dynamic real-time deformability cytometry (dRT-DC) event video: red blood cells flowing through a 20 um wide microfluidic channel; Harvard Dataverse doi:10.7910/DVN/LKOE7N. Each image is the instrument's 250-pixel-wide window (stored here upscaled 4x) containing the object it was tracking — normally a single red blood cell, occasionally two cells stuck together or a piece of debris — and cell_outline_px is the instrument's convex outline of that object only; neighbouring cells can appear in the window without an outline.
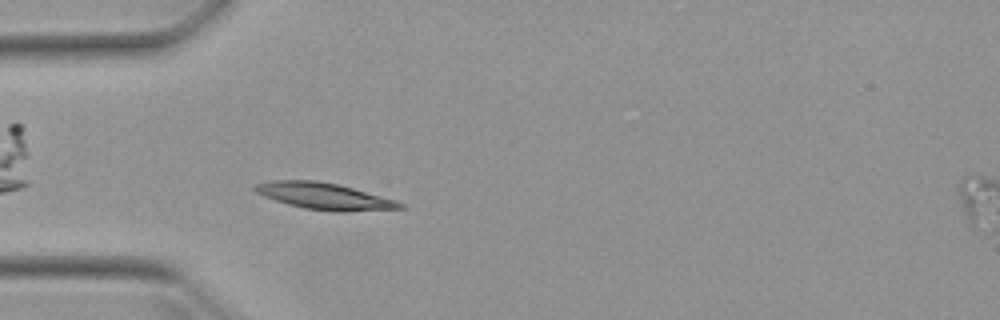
{"species": "Egyptian fruit bat (a non-hibernating species)", "species_latin": "Rousettus aegyptiacus", "temperature_condition": "warm", "stored_images_in_passage": 31, "camera_frame_rate_fps": 3000, "um_per_image_px": 0.085, "animal": {"sex": "female"}, "frame": {"image": 1, "passage_image": 3, "time_ms": 0.667, "image_size_px": [1000, 320], "cell_outline_px": [[408, 208], [348, 212], [332, 212], [304, 208], [288, 204], [264, 196], [256, 192], [252, 188], [256, 184], [272, 180], [316, 180], [336, 184], [352, 188], [396, 200], [404, 204]], "centroid_in_image_um": [27.6, 16.69], "position_along_channel_um": 57.4, "area_um2": 22.48}}
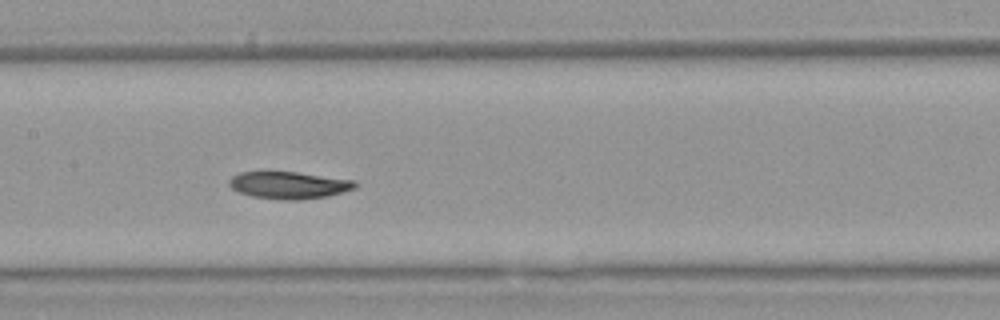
{"frame": {"image": 2, "passage_image": 13, "time_ms": 4.0, "image_size_px": [1000, 320], "cell_outline_px": [[356, 188], [328, 196], [300, 200], [280, 200], [252, 196], [236, 192], [228, 184], [228, 180], [232, 176], [240, 172], [296, 172], [356, 180]], "centroid_in_image_um": [24.54, 15.74], "position_along_channel_um": 182.9, "area_um2": 20.06}}
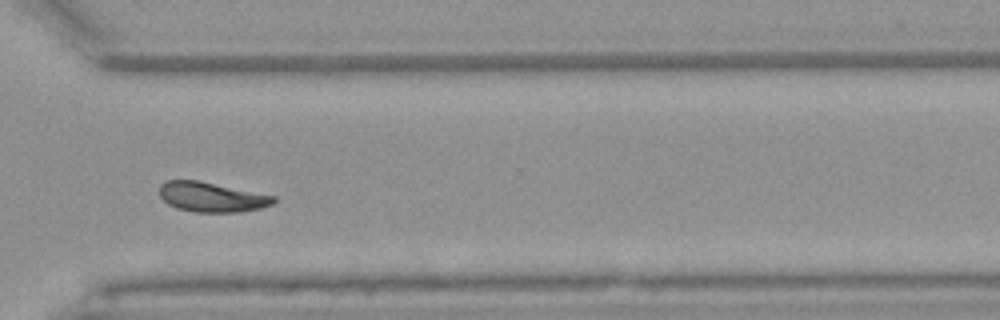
{"frame": {"image": 3, "passage_image": 26, "time_ms": 8.333, "image_size_px": [1000, 320], "cell_outline_px": [[276, 200], [272, 204], [260, 208], [240, 212], [192, 212], [176, 208], [168, 204], [160, 196], [160, 184], [168, 180], [200, 180], [276, 196]], "centroid_in_image_um": [17.99, 16.74], "position_along_channel_um": 352.6, "area_um2": 19.94}, "authors_computed_cell_mechanics": {"area_um2": 19.9988, "velocity_mm_per_s": 3.9174, "shape_relaxation_time_tau1_ms": 5.3534, "shape_relaxation_time_tau2_ms": 9.0909, "deformation_change_tau1": 0.1322, "deformation_change_tau2": 0.1217}}